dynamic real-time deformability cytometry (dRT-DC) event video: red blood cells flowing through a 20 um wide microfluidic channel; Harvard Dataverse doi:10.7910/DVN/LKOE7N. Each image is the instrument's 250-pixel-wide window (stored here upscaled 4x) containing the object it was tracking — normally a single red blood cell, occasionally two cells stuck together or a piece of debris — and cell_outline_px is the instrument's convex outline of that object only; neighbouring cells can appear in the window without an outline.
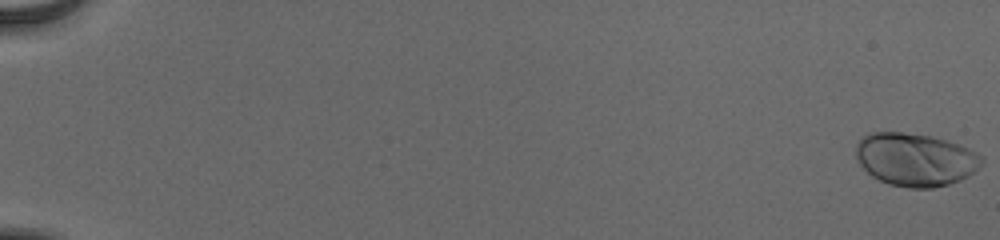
{"species": "human", "species_latin": "Homo sapiens", "temperature_condition": "cold", "stored_images_in_passage": 56, "camera_frame_rate_fps": 3000, "um_per_image_px": 0.085, "donor": {"sex": "male"}, "frame": {"image": 1, "passage_image": 1, "time_ms": 0.0, "image_size_px": [1000, 240], "cell_outline_px": [[984, 164], [980, 168], [968, 176], [960, 180], [948, 184], [932, 188], [908, 188], [888, 184], [872, 176], [860, 164], [856, 156], [856, 144], [860, 136], [868, 132], [904, 132], [932, 136], [960, 144], [984, 156]], "centroid_in_image_um": [77.82, 13.55], "position_along_channel_um": 7.2, "area_um2": 39.36}}
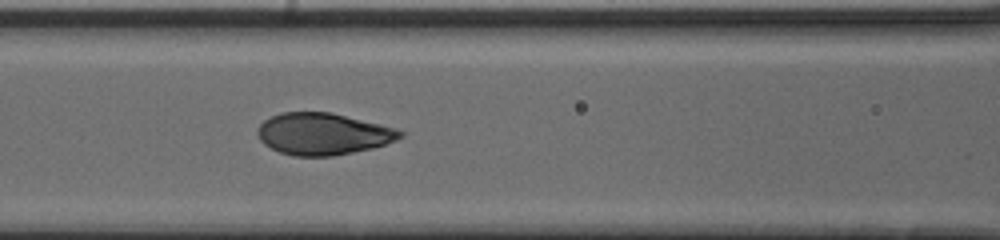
{"frame": {"image": 2, "passage_image": 28, "time_ms": 9.0, "image_size_px": [1000, 240], "cell_outline_px": [[404, 136], [396, 140], [372, 148], [332, 156], [296, 156], [280, 152], [264, 144], [260, 140], [256, 132], [256, 128], [264, 120], [280, 112], [332, 112], [396, 128], [404, 132]], "centroid_in_image_um": [27.44, 11.37], "position_along_channel_um": 139.2, "area_um2": 34.74}}
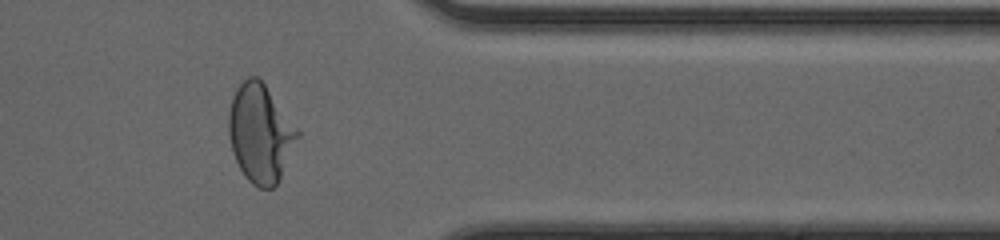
{"frame": {"image": 3, "passage_image": 48, "time_ms": 15.667, "image_size_px": [1000, 240], "cell_outline_px": [[300, 136], [280, 180], [272, 188], [260, 188], [252, 184], [244, 176], [232, 152], [228, 132], [228, 112], [232, 96], [236, 88], [248, 76], [256, 76], [264, 84], [300, 132]], "centroid_in_image_um": [22.12, 11.35], "position_along_channel_um": 389.3, "area_um2": 39.36}, "authors_computed_cell_mechanics": {"area_um2": 36.703, "velocity_mm_per_s": 3.8744, "shape_relaxation_time_tau1_ms": 4.1173, "shape_relaxation_time_tau2_ms": null, "deformation_change_tau1": 0.2069, "deformation_change_tau2": null}}